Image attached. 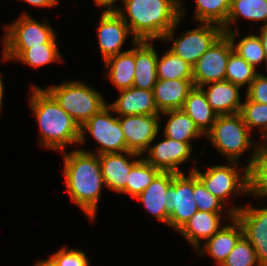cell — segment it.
<instances>
[{"instance_id":"1","label":"cell","mask_w":267,"mask_h":266,"mask_svg":"<svg viewBox=\"0 0 267 266\" xmlns=\"http://www.w3.org/2000/svg\"><path fill=\"white\" fill-rule=\"evenodd\" d=\"M123 4L125 9L119 7L117 13L129 26L132 41L162 40L185 13L181 0H123Z\"/></svg>"},{"instance_id":"2","label":"cell","mask_w":267,"mask_h":266,"mask_svg":"<svg viewBox=\"0 0 267 266\" xmlns=\"http://www.w3.org/2000/svg\"><path fill=\"white\" fill-rule=\"evenodd\" d=\"M64 177L70 200L94 220L102 186H105L99 156L82 149L64 153Z\"/></svg>"},{"instance_id":"3","label":"cell","mask_w":267,"mask_h":266,"mask_svg":"<svg viewBox=\"0 0 267 266\" xmlns=\"http://www.w3.org/2000/svg\"><path fill=\"white\" fill-rule=\"evenodd\" d=\"M29 103L39 124L43 147L62 151L67 145L79 144V125L45 89L33 85Z\"/></svg>"},{"instance_id":"4","label":"cell","mask_w":267,"mask_h":266,"mask_svg":"<svg viewBox=\"0 0 267 266\" xmlns=\"http://www.w3.org/2000/svg\"><path fill=\"white\" fill-rule=\"evenodd\" d=\"M249 132L242 115L237 113L218 115L205 136L221 154L227 157L229 162H238L237 160L245 151L253 148L251 159L246 165L250 170L260 155L262 143H252Z\"/></svg>"},{"instance_id":"5","label":"cell","mask_w":267,"mask_h":266,"mask_svg":"<svg viewBox=\"0 0 267 266\" xmlns=\"http://www.w3.org/2000/svg\"><path fill=\"white\" fill-rule=\"evenodd\" d=\"M45 90L79 127L107 105L100 93L81 81H68Z\"/></svg>"},{"instance_id":"6","label":"cell","mask_w":267,"mask_h":266,"mask_svg":"<svg viewBox=\"0 0 267 266\" xmlns=\"http://www.w3.org/2000/svg\"><path fill=\"white\" fill-rule=\"evenodd\" d=\"M113 109L107 104L80 127L79 144L85 142L88 131L100 146L94 154L123 153L127 151L126 139L122 131L119 117L112 116Z\"/></svg>"},{"instance_id":"7","label":"cell","mask_w":267,"mask_h":266,"mask_svg":"<svg viewBox=\"0 0 267 266\" xmlns=\"http://www.w3.org/2000/svg\"><path fill=\"white\" fill-rule=\"evenodd\" d=\"M236 167H238L237 162L230 161L229 165L226 166L216 164L209 167L204 173L194 167L190 172L197 176L212 195L225 203L229 196L232 195V192L237 195L238 193L249 194V169L245 166L243 168L244 172L240 173Z\"/></svg>"},{"instance_id":"8","label":"cell","mask_w":267,"mask_h":266,"mask_svg":"<svg viewBox=\"0 0 267 266\" xmlns=\"http://www.w3.org/2000/svg\"><path fill=\"white\" fill-rule=\"evenodd\" d=\"M180 20L181 17L174 27L165 34L162 40H173V46L169 48V50L191 66H194L197 60L224 33L223 27L215 23L205 22V24H203V22H201L202 24H200V27L194 30H188L184 32V34H181L182 36L174 39V31Z\"/></svg>"},{"instance_id":"9","label":"cell","mask_w":267,"mask_h":266,"mask_svg":"<svg viewBox=\"0 0 267 266\" xmlns=\"http://www.w3.org/2000/svg\"><path fill=\"white\" fill-rule=\"evenodd\" d=\"M165 196L168 199V225L179 231L198 211L193 196V172H190L188 177L184 173L176 174Z\"/></svg>"},{"instance_id":"10","label":"cell","mask_w":267,"mask_h":266,"mask_svg":"<svg viewBox=\"0 0 267 266\" xmlns=\"http://www.w3.org/2000/svg\"><path fill=\"white\" fill-rule=\"evenodd\" d=\"M47 20L42 24L27 13L6 26L4 49H28L44 43H56V34Z\"/></svg>"},{"instance_id":"11","label":"cell","mask_w":267,"mask_h":266,"mask_svg":"<svg viewBox=\"0 0 267 266\" xmlns=\"http://www.w3.org/2000/svg\"><path fill=\"white\" fill-rule=\"evenodd\" d=\"M232 52V44L223 33L193 66V85L204 87L208 83L225 80L226 67Z\"/></svg>"},{"instance_id":"12","label":"cell","mask_w":267,"mask_h":266,"mask_svg":"<svg viewBox=\"0 0 267 266\" xmlns=\"http://www.w3.org/2000/svg\"><path fill=\"white\" fill-rule=\"evenodd\" d=\"M228 213L229 219L235 216L241 223L244 236L255 249L260 266H267V207L233 206Z\"/></svg>"},{"instance_id":"13","label":"cell","mask_w":267,"mask_h":266,"mask_svg":"<svg viewBox=\"0 0 267 266\" xmlns=\"http://www.w3.org/2000/svg\"><path fill=\"white\" fill-rule=\"evenodd\" d=\"M127 151L143 155L159 133L161 114L118 116Z\"/></svg>"},{"instance_id":"14","label":"cell","mask_w":267,"mask_h":266,"mask_svg":"<svg viewBox=\"0 0 267 266\" xmlns=\"http://www.w3.org/2000/svg\"><path fill=\"white\" fill-rule=\"evenodd\" d=\"M164 138L156 145H150L146 151L149 154L148 157L143 158L161 172L183 173L178 166L190 160L192 144L176 141L166 136Z\"/></svg>"},{"instance_id":"15","label":"cell","mask_w":267,"mask_h":266,"mask_svg":"<svg viewBox=\"0 0 267 266\" xmlns=\"http://www.w3.org/2000/svg\"><path fill=\"white\" fill-rule=\"evenodd\" d=\"M97 32L103 61L126 52L121 51V48L131 32L117 12H102Z\"/></svg>"},{"instance_id":"16","label":"cell","mask_w":267,"mask_h":266,"mask_svg":"<svg viewBox=\"0 0 267 266\" xmlns=\"http://www.w3.org/2000/svg\"><path fill=\"white\" fill-rule=\"evenodd\" d=\"M98 156L105 186L118 193L126 188L131 169L143 158L142 156L130 161L127 157L141 156L131 151H125L123 154L122 152L106 153Z\"/></svg>"},{"instance_id":"17","label":"cell","mask_w":267,"mask_h":266,"mask_svg":"<svg viewBox=\"0 0 267 266\" xmlns=\"http://www.w3.org/2000/svg\"><path fill=\"white\" fill-rule=\"evenodd\" d=\"M119 92V98L108 104L118 116L160 114L154 101L153 90L130 87Z\"/></svg>"},{"instance_id":"18","label":"cell","mask_w":267,"mask_h":266,"mask_svg":"<svg viewBox=\"0 0 267 266\" xmlns=\"http://www.w3.org/2000/svg\"><path fill=\"white\" fill-rule=\"evenodd\" d=\"M193 87V79H157L153 96L159 112L182 109Z\"/></svg>"},{"instance_id":"19","label":"cell","mask_w":267,"mask_h":266,"mask_svg":"<svg viewBox=\"0 0 267 266\" xmlns=\"http://www.w3.org/2000/svg\"><path fill=\"white\" fill-rule=\"evenodd\" d=\"M230 221L232 225L222 226L217 233L206 240L205 246L202 249H196L198 255L207 253L217 261L219 266L223 264L239 239L244 235L242 225L237 218L234 216Z\"/></svg>"},{"instance_id":"20","label":"cell","mask_w":267,"mask_h":266,"mask_svg":"<svg viewBox=\"0 0 267 266\" xmlns=\"http://www.w3.org/2000/svg\"><path fill=\"white\" fill-rule=\"evenodd\" d=\"M203 89L206 99L217 115H232L240 113L242 104L239 86L227 80L206 84Z\"/></svg>"},{"instance_id":"21","label":"cell","mask_w":267,"mask_h":266,"mask_svg":"<svg viewBox=\"0 0 267 266\" xmlns=\"http://www.w3.org/2000/svg\"><path fill=\"white\" fill-rule=\"evenodd\" d=\"M176 173L160 172L151 184L136 199L140 200L147 211L161 222L168 225L169 214L166 211L168 199L165 194L172 184Z\"/></svg>"},{"instance_id":"22","label":"cell","mask_w":267,"mask_h":266,"mask_svg":"<svg viewBox=\"0 0 267 266\" xmlns=\"http://www.w3.org/2000/svg\"><path fill=\"white\" fill-rule=\"evenodd\" d=\"M158 54L146 40L135 42V74L133 87L153 90L157 81Z\"/></svg>"},{"instance_id":"23","label":"cell","mask_w":267,"mask_h":266,"mask_svg":"<svg viewBox=\"0 0 267 266\" xmlns=\"http://www.w3.org/2000/svg\"><path fill=\"white\" fill-rule=\"evenodd\" d=\"M222 212H205L198 210L179 230L194 249L200 246V240H208L221 228Z\"/></svg>"},{"instance_id":"24","label":"cell","mask_w":267,"mask_h":266,"mask_svg":"<svg viewBox=\"0 0 267 266\" xmlns=\"http://www.w3.org/2000/svg\"><path fill=\"white\" fill-rule=\"evenodd\" d=\"M182 110L194 121L204 136L210 131L218 116L208 103L203 87L194 86L189 91Z\"/></svg>"},{"instance_id":"25","label":"cell","mask_w":267,"mask_h":266,"mask_svg":"<svg viewBox=\"0 0 267 266\" xmlns=\"http://www.w3.org/2000/svg\"><path fill=\"white\" fill-rule=\"evenodd\" d=\"M135 42L132 41V49L112 56L104 61L109 72V79L115 87L121 91L133 87L135 74Z\"/></svg>"},{"instance_id":"26","label":"cell","mask_w":267,"mask_h":266,"mask_svg":"<svg viewBox=\"0 0 267 266\" xmlns=\"http://www.w3.org/2000/svg\"><path fill=\"white\" fill-rule=\"evenodd\" d=\"M3 50L2 59L4 61L16 59L17 61L34 68L62 60L56 43H44L41 44V46H32L28 49Z\"/></svg>"},{"instance_id":"27","label":"cell","mask_w":267,"mask_h":266,"mask_svg":"<svg viewBox=\"0 0 267 266\" xmlns=\"http://www.w3.org/2000/svg\"><path fill=\"white\" fill-rule=\"evenodd\" d=\"M160 114L169 115L164 128V136L170 139L190 143L194 138L203 135L182 109L167 110Z\"/></svg>"},{"instance_id":"28","label":"cell","mask_w":267,"mask_h":266,"mask_svg":"<svg viewBox=\"0 0 267 266\" xmlns=\"http://www.w3.org/2000/svg\"><path fill=\"white\" fill-rule=\"evenodd\" d=\"M240 16L248 20H264V25H267V0H231L227 21L222 26L223 32H231L230 25Z\"/></svg>"},{"instance_id":"29","label":"cell","mask_w":267,"mask_h":266,"mask_svg":"<svg viewBox=\"0 0 267 266\" xmlns=\"http://www.w3.org/2000/svg\"><path fill=\"white\" fill-rule=\"evenodd\" d=\"M238 29L236 28L235 32L232 30L224 33L228 36L233 51L256 69L258 64L263 61L266 62L261 40L258 35L252 34L245 36L235 44V36L236 34L239 35Z\"/></svg>"},{"instance_id":"30","label":"cell","mask_w":267,"mask_h":266,"mask_svg":"<svg viewBox=\"0 0 267 266\" xmlns=\"http://www.w3.org/2000/svg\"><path fill=\"white\" fill-rule=\"evenodd\" d=\"M156 72L157 79H193V66L170 50L158 56Z\"/></svg>"},{"instance_id":"31","label":"cell","mask_w":267,"mask_h":266,"mask_svg":"<svg viewBox=\"0 0 267 266\" xmlns=\"http://www.w3.org/2000/svg\"><path fill=\"white\" fill-rule=\"evenodd\" d=\"M161 171L142 158L130 171L126 188L121 192L136 198Z\"/></svg>"},{"instance_id":"32","label":"cell","mask_w":267,"mask_h":266,"mask_svg":"<svg viewBox=\"0 0 267 266\" xmlns=\"http://www.w3.org/2000/svg\"><path fill=\"white\" fill-rule=\"evenodd\" d=\"M231 0H196L195 20L223 26L230 11Z\"/></svg>"},{"instance_id":"33","label":"cell","mask_w":267,"mask_h":266,"mask_svg":"<svg viewBox=\"0 0 267 266\" xmlns=\"http://www.w3.org/2000/svg\"><path fill=\"white\" fill-rule=\"evenodd\" d=\"M258 73L252 65L234 51L230 54L226 67L225 80L239 87L247 84L248 89Z\"/></svg>"},{"instance_id":"34","label":"cell","mask_w":267,"mask_h":266,"mask_svg":"<svg viewBox=\"0 0 267 266\" xmlns=\"http://www.w3.org/2000/svg\"><path fill=\"white\" fill-rule=\"evenodd\" d=\"M267 144L262 143L260 155L249 170V194L267 198Z\"/></svg>"},{"instance_id":"35","label":"cell","mask_w":267,"mask_h":266,"mask_svg":"<svg viewBox=\"0 0 267 266\" xmlns=\"http://www.w3.org/2000/svg\"><path fill=\"white\" fill-rule=\"evenodd\" d=\"M245 102L242 104L240 114L246 126L250 129L261 127L262 137L267 138V104L256 103L245 96Z\"/></svg>"},{"instance_id":"36","label":"cell","mask_w":267,"mask_h":266,"mask_svg":"<svg viewBox=\"0 0 267 266\" xmlns=\"http://www.w3.org/2000/svg\"><path fill=\"white\" fill-rule=\"evenodd\" d=\"M260 266L255 249L243 235L221 266Z\"/></svg>"},{"instance_id":"37","label":"cell","mask_w":267,"mask_h":266,"mask_svg":"<svg viewBox=\"0 0 267 266\" xmlns=\"http://www.w3.org/2000/svg\"><path fill=\"white\" fill-rule=\"evenodd\" d=\"M193 196L198 210L205 212H223L224 203L212 195L194 173Z\"/></svg>"},{"instance_id":"38","label":"cell","mask_w":267,"mask_h":266,"mask_svg":"<svg viewBox=\"0 0 267 266\" xmlns=\"http://www.w3.org/2000/svg\"><path fill=\"white\" fill-rule=\"evenodd\" d=\"M51 258L58 266H89V259L80 250L60 248Z\"/></svg>"},{"instance_id":"39","label":"cell","mask_w":267,"mask_h":266,"mask_svg":"<svg viewBox=\"0 0 267 266\" xmlns=\"http://www.w3.org/2000/svg\"><path fill=\"white\" fill-rule=\"evenodd\" d=\"M246 96L256 103L267 104V77L258 73L246 90Z\"/></svg>"},{"instance_id":"40","label":"cell","mask_w":267,"mask_h":266,"mask_svg":"<svg viewBox=\"0 0 267 266\" xmlns=\"http://www.w3.org/2000/svg\"><path fill=\"white\" fill-rule=\"evenodd\" d=\"M98 7H105L103 12H117L119 7H115L114 3L117 0H93ZM123 2V0H121Z\"/></svg>"},{"instance_id":"41","label":"cell","mask_w":267,"mask_h":266,"mask_svg":"<svg viewBox=\"0 0 267 266\" xmlns=\"http://www.w3.org/2000/svg\"><path fill=\"white\" fill-rule=\"evenodd\" d=\"M31 5L38 6V7H54L56 6L60 0H23Z\"/></svg>"},{"instance_id":"42","label":"cell","mask_w":267,"mask_h":266,"mask_svg":"<svg viewBox=\"0 0 267 266\" xmlns=\"http://www.w3.org/2000/svg\"><path fill=\"white\" fill-rule=\"evenodd\" d=\"M258 36L261 40V43L264 49V54L266 58V66H267V25H263L261 27V33Z\"/></svg>"},{"instance_id":"43","label":"cell","mask_w":267,"mask_h":266,"mask_svg":"<svg viewBox=\"0 0 267 266\" xmlns=\"http://www.w3.org/2000/svg\"><path fill=\"white\" fill-rule=\"evenodd\" d=\"M35 266H58L56 262L50 257L45 260H39Z\"/></svg>"},{"instance_id":"44","label":"cell","mask_w":267,"mask_h":266,"mask_svg":"<svg viewBox=\"0 0 267 266\" xmlns=\"http://www.w3.org/2000/svg\"><path fill=\"white\" fill-rule=\"evenodd\" d=\"M2 74H0V110H1V108L3 107L2 106V103H3V95H4V85H3V80H2V76H1ZM1 112V111H0Z\"/></svg>"}]
</instances>
